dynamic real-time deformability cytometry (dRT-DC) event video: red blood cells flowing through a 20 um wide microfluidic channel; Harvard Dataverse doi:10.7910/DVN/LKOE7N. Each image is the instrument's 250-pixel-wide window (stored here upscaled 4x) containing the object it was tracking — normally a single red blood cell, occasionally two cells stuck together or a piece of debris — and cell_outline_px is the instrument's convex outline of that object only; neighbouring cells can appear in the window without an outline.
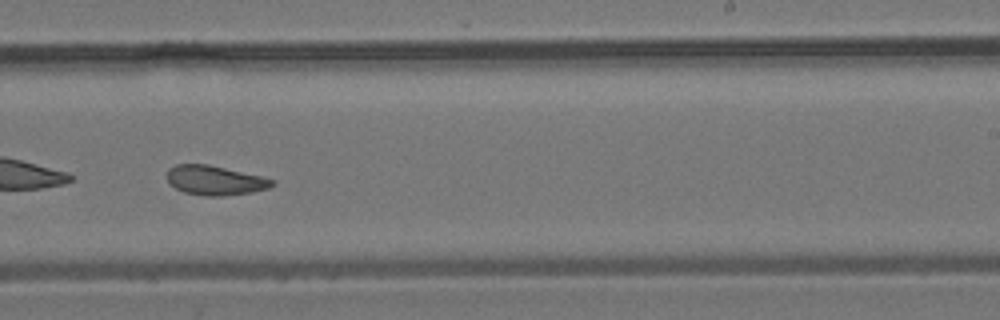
{"species": "common noctule bat (a hibernating species)", "species_latin": "Nyctalus noctula", "temperature_condition": "room temperature", "stored_images_in_passage": 25, "camera_frame_rate_fps": 3000, "um_per_image_px": 0.085, "animal": {"sex": "male", "body_mass_g": 19.2, "forearm_length_mm": 51.8}, "frame": {"image": 1, "passage_image": 14, "time_ms": 4.333, "image_size_px": [1000, 320], "cell_outline_px": [[276, 184], [268, 188], [252, 192], [224, 196], [204, 196], [184, 192], [168, 184], [168, 168], [176, 164], [208, 164], [264, 176], [276, 180]], "centroid_in_image_um": [18.31, 15.33], "position_along_channel_um": 270.7, "area_um2": 18.32}}
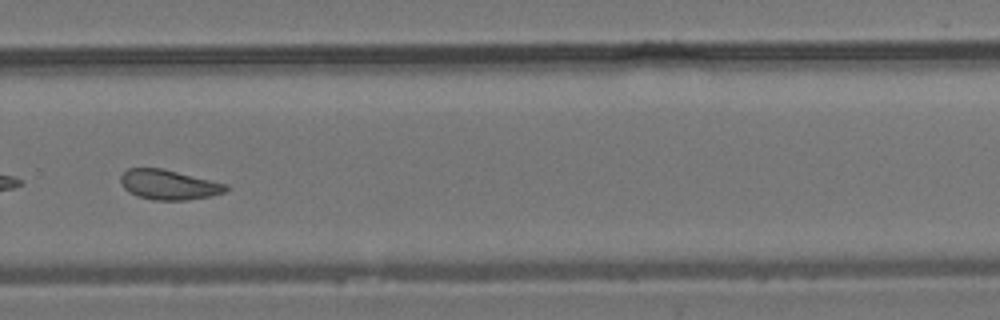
{"frame": {"image": 2, "passage_image": 17, "time_ms": 5.333, "image_size_px": [1000, 320], "cell_outline_px": [[228, 188], [224, 192], [212, 196], [188, 200], [152, 200], [128, 192], [120, 184], [120, 176], [128, 168], [160, 168], [228, 184]], "centroid_in_image_um": [14.33, 15.71], "position_along_channel_um": 315.5, "area_um2": 18.26}}